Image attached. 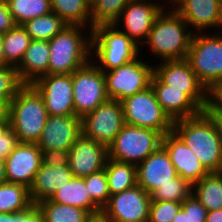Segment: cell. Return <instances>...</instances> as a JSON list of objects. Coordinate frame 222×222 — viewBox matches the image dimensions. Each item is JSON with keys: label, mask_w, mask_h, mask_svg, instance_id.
<instances>
[{"label": "cell", "mask_w": 222, "mask_h": 222, "mask_svg": "<svg viewBox=\"0 0 222 222\" xmlns=\"http://www.w3.org/2000/svg\"><path fill=\"white\" fill-rule=\"evenodd\" d=\"M156 130L125 124L108 146V158L138 165L162 145Z\"/></svg>", "instance_id": "7"}, {"label": "cell", "mask_w": 222, "mask_h": 222, "mask_svg": "<svg viewBox=\"0 0 222 222\" xmlns=\"http://www.w3.org/2000/svg\"><path fill=\"white\" fill-rule=\"evenodd\" d=\"M192 193V185L180 177L172 178V182L160 185L152 194L155 201L182 202Z\"/></svg>", "instance_id": "35"}, {"label": "cell", "mask_w": 222, "mask_h": 222, "mask_svg": "<svg viewBox=\"0 0 222 222\" xmlns=\"http://www.w3.org/2000/svg\"><path fill=\"white\" fill-rule=\"evenodd\" d=\"M130 0H92L90 14L92 29L98 25H112L120 17Z\"/></svg>", "instance_id": "34"}, {"label": "cell", "mask_w": 222, "mask_h": 222, "mask_svg": "<svg viewBox=\"0 0 222 222\" xmlns=\"http://www.w3.org/2000/svg\"><path fill=\"white\" fill-rule=\"evenodd\" d=\"M108 147L81 135L69 150V168L73 177H86L105 168Z\"/></svg>", "instance_id": "17"}, {"label": "cell", "mask_w": 222, "mask_h": 222, "mask_svg": "<svg viewBox=\"0 0 222 222\" xmlns=\"http://www.w3.org/2000/svg\"><path fill=\"white\" fill-rule=\"evenodd\" d=\"M0 66H5V55L3 50V35L0 34Z\"/></svg>", "instance_id": "52"}, {"label": "cell", "mask_w": 222, "mask_h": 222, "mask_svg": "<svg viewBox=\"0 0 222 222\" xmlns=\"http://www.w3.org/2000/svg\"><path fill=\"white\" fill-rule=\"evenodd\" d=\"M205 111L213 119L222 141V111L219 110L211 101L208 103L207 107L205 108Z\"/></svg>", "instance_id": "44"}, {"label": "cell", "mask_w": 222, "mask_h": 222, "mask_svg": "<svg viewBox=\"0 0 222 222\" xmlns=\"http://www.w3.org/2000/svg\"><path fill=\"white\" fill-rule=\"evenodd\" d=\"M51 8L52 12L61 17L67 25H80L92 29L88 0H51Z\"/></svg>", "instance_id": "28"}, {"label": "cell", "mask_w": 222, "mask_h": 222, "mask_svg": "<svg viewBox=\"0 0 222 222\" xmlns=\"http://www.w3.org/2000/svg\"><path fill=\"white\" fill-rule=\"evenodd\" d=\"M162 146L168 152L177 174L191 185L209 173L193 151L174 131L163 136Z\"/></svg>", "instance_id": "21"}, {"label": "cell", "mask_w": 222, "mask_h": 222, "mask_svg": "<svg viewBox=\"0 0 222 222\" xmlns=\"http://www.w3.org/2000/svg\"><path fill=\"white\" fill-rule=\"evenodd\" d=\"M206 222H222V209L208 211Z\"/></svg>", "instance_id": "48"}, {"label": "cell", "mask_w": 222, "mask_h": 222, "mask_svg": "<svg viewBox=\"0 0 222 222\" xmlns=\"http://www.w3.org/2000/svg\"><path fill=\"white\" fill-rule=\"evenodd\" d=\"M42 164L60 167L69 165V151L66 150H41Z\"/></svg>", "instance_id": "41"}, {"label": "cell", "mask_w": 222, "mask_h": 222, "mask_svg": "<svg viewBox=\"0 0 222 222\" xmlns=\"http://www.w3.org/2000/svg\"><path fill=\"white\" fill-rule=\"evenodd\" d=\"M91 33L90 28L68 25L50 39L48 74H72L87 64L92 57Z\"/></svg>", "instance_id": "3"}, {"label": "cell", "mask_w": 222, "mask_h": 222, "mask_svg": "<svg viewBox=\"0 0 222 222\" xmlns=\"http://www.w3.org/2000/svg\"><path fill=\"white\" fill-rule=\"evenodd\" d=\"M192 194L208 210L222 209V171L209 172L192 185Z\"/></svg>", "instance_id": "27"}, {"label": "cell", "mask_w": 222, "mask_h": 222, "mask_svg": "<svg viewBox=\"0 0 222 222\" xmlns=\"http://www.w3.org/2000/svg\"><path fill=\"white\" fill-rule=\"evenodd\" d=\"M110 195L137 185V165L108 158L105 165Z\"/></svg>", "instance_id": "26"}, {"label": "cell", "mask_w": 222, "mask_h": 222, "mask_svg": "<svg viewBox=\"0 0 222 222\" xmlns=\"http://www.w3.org/2000/svg\"><path fill=\"white\" fill-rule=\"evenodd\" d=\"M151 195L138 184L111 195L102 211L113 222H148Z\"/></svg>", "instance_id": "14"}, {"label": "cell", "mask_w": 222, "mask_h": 222, "mask_svg": "<svg viewBox=\"0 0 222 222\" xmlns=\"http://www.w3.org/2000/svg\"><path fill=\"white\" fill-rule=\"evenodd\" d=\"M151 86L162 109L173 121L198 115L201 111H205L210 102V92L207 89L171 88L154 73Z\"/></svg>", "instance_id": "9"}, {"label": "cell", "mask_w": 222, "mask_h": 222, "mask_svg": "<svg viewBox=\"0 0 222 222\" xmlns=\"http://www.w3.org/2000/svg\"><path fill=\"white\" fill-rule=\"evenodd\" d=\"M81 135V118L79 116L49 115L37 145L41 150L69 151Z\"/></svg>", "instance_id": "16"}, {"label": "cell", "mask_w": 222, "mask_h": 222, "mask_svg": "<svg viewBox=\"0 0 222 222\" xmlns=\"http://www.w3.org/2000/svg\"><path fill=\"white\" fill-rule=\"evenodd\" d=\"M19 143L15 131L9 126L0 135V159L6 160Z\"/></svg>", "instance_id": "40"}, {"label": "cell", "mask_w": 222, "mask_h": 222, "mask_svg": "<svg viewBox=\"0 0 222 222\" xmlns=\"http://www.w3.org/2000/svg\"><path fill=\"white\" fill-rule=\"evenodd\" d=\"M33 205L29 188L18 183L0 184V212L14 213Z\"/></svg>", "instance_id": "29"}, {"label": "cell", "mask_w": 222, "mask_h": 222, "mask_svg": "<svg viewBox=\"0 0 222 222\" xmlns=\"http://www.w3.org/2000/svg\"><path fill=\"white\" fill-rule=\"evenodd\" d=\"M16 25L52 12L51 0H6Z\"/></svg>", "instance_id": "33"}, {"label": "cell", "mask_w": 222, "mask_h": 222, "mask_svg": "<svg viewBox=\"0 0 222 222\" xmlns=\"http://www.w3.org/2000/svg\"><path fill=\"white\" fill-rule=\"evenodd\" d=\"M154 74L171 88L206 89L186 59L158 62Z\"/></svg>", "instance_id": "24"}, {"label": "cell", "mask_w": 222, "mask_h": 222, "mask_svg": "<svg viewBox=\"0 0 222 222\" xmlns=\"http://www.w3.org/2000/svg\"><path fill=\"white\" fill-rule=\"evenodd\" d=\"M49 54L48 41L31 40L20 64L15 68L23 84H33L48 74Z\"/></svg>", "instance_id": "23"}, {"label": "cell", "mask_w": 222, "mask_h": 222, "mask_svg": "<svg viewBox=\"0 0 222 222\" xmlns=\"http://www.w3.org/2000/svg\"><path fill=\"white\" fill-rule=\"evenodd\" d=\"M48 116L44 100L32 84H24L10 101L9 126L22 143L37 144Z\"/></svg>", "instance_id": "4"}, {"label": "cell", "mask_w": 222, "mask_h": 222, "mask_svg": "<svg viewBox=\"0 0 222 222\" xmlns=\"http://www.w3.org/2000/svg\"><path fill=\"white\" fill-rule=\"evenodd\" d=\"M85 222H113L102 210L90 213Z\"/></svg>", "instance_id": "46"}, {"label": "cell", "mask_w": 222, "mask_h": 222, "mask_svg": "<svg viewBox=\"0 0 222 222\" xmlns=\"http://www.w3.org/2000/svg\"><path fill=\"white\" fill-rule=\"evenodd\" d=\"M42 164V151L37 144L22 143L5 160L7 182L30 188Z\"/></svg>", "instance_id": "18"}, {"label": "cell", "mask_w": 222, "mask_h": 222, "mask_svg": "<svg viewBox=\"0 0 222 222\" xmlns=\"http://www.w3.org/2000/svg\"><path fill=\"white\" fill-rule=\"evenodd\" d=\"M31 40V37L22 25H16L7 31L3 35L5 66L10 65L16 68L20 64Z\"/></svg>", "instance_id": "30"}, {"label": "cell", "mask_w": 222, "mask_h": 222, "mask_svg": "<svg viewBox=\"0 0 222 222\" xmlns=\"http://www.w3.org/2000/svg\"><path fill=\"white\" fill-rule=\"evenodd\" d=\"M15 26L16 23L6 0H0V34L4 35L7 31Z\"/></svg>", "instance_id": "43"}, {"label": "cell", "mask_w": 222, "mask_h": 222, "mask_svg": "<svg viewBox=\"0 0 222 222\" xmlns=\"http://www.w3.org/2000/svg\"><path fill=\"white\" fill-rule=\"evenodd\" d=\"M14 222H45L44 215L37 204L26 210L14 212Z\"/></svg>", "instance_id": "42"}, {"label": "cell", "mask_w": 222, "mask_h": 222, "mask_svg": "<svg viewBox=\"0 0 222 222\" xmlns=\"http://www.w3.org/2000/svg\"><path fill=\"white\" fill-rule=\"evenodd\" d=\"M66 26H68L67 23L54 12L28 20L22 24L32 40L44 41L52 39Z\"/></svg>", "instance_id": "31"}, {"label": "cell", "mask_w": 222, "mask_h": 222, "mask_svg": "<svg viewBox=\"0 0 222 222\" xmlns=\"http://www.w3.org/2000/svg\"><path fill=\"white\" fill-rule=\"evenodd\" d=\"M50 200L55 203L82 208L89 213L102 210L90 198L85 181L80 177H72L67 184L60 187V189L53 194Z\"/></svg>", "instance_id": "25"}, {"label": "cell", "mask_w": 222, "mask_h": 222, "mask_svg": "<svg viewBox=\"0 0 222 222\" xmlns=\"http://www.w3.org/2000/svg\"><path fill=\"white\" fill-rule=\"evenodd\" d=\"M75 115L82 118L107 101L105 75L91 60L72 73Z\"/></svg>", "instance_id": "10"}, {"label": "cell", "mask_w": 222, "mask_h": 222, "mask_svg": "<svg viewBox=\"0 0 222 222\" xmlns=\"http://www.w3.org/2000/svg\"><path fill=\"white\" fill-rule=\"evenodd\" d=\"M175 10L194 33L222 30V0H182Z\"/></svg>", "instance_id": "19"}, {"label": "cell", "mask_w": 222, "mask_h": 222, "mask_svg": "<svg viewBox=\"0 0 222 222\" xmlns=\"http://www.w3.org/2000/svg\"><path fill=\"white\" fill-rule=\"evenodd\" d=\"M0 222H14V213L0 212Z\"/></svg>", "instance_id": "51"}, {"label": "cell", "mask_w": 222, "mask_h": 222, "mask_svg": "<svg viewBox=\"0 0 222 222\" xmlns=\"http://www.w3.org/2000/svg\"><path fill=\"white\" fill-rule=\"evenodd\" d=\"M167 10V12H166ZM194 32L175 9H163L144 44L162 61L186 59Z\"/></svg>", "instance_id": "2"}, {"label": "cell", "mask_w": 222, "mask_h": 222, "mask_svg": "<svg viewBox=\"0 0 222 222\" xmlns=\"http://www.w3.org/2000/svg\"><path fill=\"white\" fill-rule=\"evenodd\" d=\"M178 174L166 149L161 145L137 165V184L150 195L160 186L172 182Z\"/></svg>", "instance_id": "20"}, {"label": "cell", "mask_w": 222, "mask_h": 222, "mask_svg": "<svg viewBox=\"0 0 222 222\" xmlns=\"http://www.w3.org/2000/svg\"><path fill=\"white\" fill-rule=\"evenodd\" d=\"M210 101L222 111V82L210 92Z\"/></svg>", "instance_id": "45"}, {"label": "cell", "mask_w": 222, "mask_h": 222, "mask_svg": "<svg viewBox=\"0 0 222 222\" xmlns=\"http://www.w3.org/2000/svg\"><path fill=\"white\" fill-rule=\"evenodd\" d=\"M45 222H85L90 214L87 210L70 205L59 204L46 199L37 203Z\"/></svg>", "instance_id": "32"}, {"label": "cell", "mask_w": 222, "mask_h": 222, "mask_svg": "<svg viewBox=\"0 0 222 222\" xmlns=\"http://www.w3.org/2000/svg\"><path fill=\"white\" fill-rule=\"evenodd\" d=\"M173 131L209 172L222 171V141L213 119L206 111L174 120Z\"/></svg>", "instance_id": "1"}, {"label": "cell", "mask_w": 222, "mask_h": 222, "mask_svg": "<svg viewBox=\"0 0 222 222\" xmlns=\"http://www.w3.org/2000/svg\"><path fill=\"white\" fill-rule=\"evenodd\" d=\"M172 222H188L187 215L185 214V212L182 209H180L178 211L177 215L172 220Z\"/></svg>", "instance_id": "50"}, {"label": "cell", "mask_w": 222, "mask_h": 222, "mask_svg": "<svg viewBox=\"0 0 222 222\" xmlns=\"http://www.w3.org/2000/svg\"><path fill=\"white\" fill-rule=\"evenodd\" d=\"M10 101L0 100V123H9Z\"/></svg>", "instance_id": "47"}, {"label": "cell", "mask_w": 222, "mask_h": 222, "mask_svg": "<svg viewBox=\"0 0 222 222\" xmlns=\"http://www.w3.org/2000/svg\"><path fill=\"white\" fill-rule=\"evenodd\" d=\"M219 32L194 33L186 57L191 69L209 92L222 82V34Z\"/></svg>", "instance_id": "6"}, {"label": "cell", "mask_w": 222, "mask_h": 222, "mask_svg": "<svg viewBox=\"0 0 222 222\" xmlns=\"http://www.w3.org/2000/svg\"><path fill=\"white\" fill-rule=\"evenodd\" d=\"M152 1L153 0H130L118 20L113 24L121 32L128 35L140 49L142 48L141 45H144L146 42L157 16L163 9H167L164 1L162 4L158 1Z\"/></svg>", "instance_id": "13"}, {"label": "cell", "mask_w": 222, "mask_h": 222, "mask_svg": "<svg viewBox=\"0 0 222 222\" xmlns=\"http://www.w3.org/2000/svg\"><path fill=\"white\" fill-rule=\"evenodd\" d=\"M24 84L17 70L10 65L0 66V100L11 101Z\"/></svg>", "instance_id": "37"}, {"label": "cell", "mask_w": 222, "mask_h": 222, "mask_svg": "<svg viewBox=\"0 0 222 222\" xmlns=\"http://www.w3.org/2000/svg\"><path fill=\"white\" fill-rule=\"evenodd\" d=\"M181 209L187 215L188 222H206L208 210L199 202L194 194H190L181 202Z\"/></svg>", "instance_id": "39"}, {"label": "cell", "mask_w": 222, "mask_h": 222, "mask_svg": "<svg viewBox=\"0 0 222 222\" xmlns=\"http://www.w3.org/2000/svg\"><path fill=\"white\" fill-rule=\"evenodd\" d=\"M9 127V123H0V135Z\"/></svg>", "instance_id": "54"}, {"label": "cell", "mask_w": 222, "mask_h": 222, "mask_svg": "<svg viewBox=\"0 0 222 222\" xmlns=\"http://www.w3.org/2000/svg\"><path fill=\"white\" fill-rule=\"evenodd\" d=\"M73 177L68 166L52 167L41 164L29 188L33 204L50 199L53 194L63 187Z\"/></svg>", "instance_id": "22"}, {"label": "cell", "mask_w": 222, "mask_h": 222, "mask_svg": "<svg viewBox=\"0 0 222 222\" xmlns=\"http://www.w3.org/2000/svg\"><path fill=\"white\" fill-rule=\"evenodd\" d=\"M120 102L125 124L150 128L163 136L173 131L174 121L162 109L151 85Z\"/></svg>", "instance_id": "8"}, {"label": "cell", "mask_w": 222, "mask_h": 222, "mask_svg": "<svg viewBox=\"0 0 222 222\" xmlns=\"http://www.w3.org/2000/svg\"><path fill=\"white\" fill-rule=\"evenodd\" d=\"M32 85L41 94L48 115H75L72 74H47Z\"/></svg>", "instance_id": "15"}, {"label": "cell", "mask_w": 222, "mask_h": 222, "mask_svg": "<svg viewBox=\"0 0 222 222\" xmlns=\"http://www.w3.org/2000/svg\"><path fill=\"white\" fill-rule=\"evenodd\" d=\"M180 209L181 202L151 200L148 222H172Z\"/></svg>", "instance_id": "38"}, {"label": "cell", "mask_w": 222, "mask_h": 222, "mask_svg": "<svg viewBox=\"0 0 222 222\" xmlns=\"http://www.w3.org/2000/svg\"><path fill=\"white\" fill-rule=\"evenodd\" d=\"M125 125L120 101L108 99L81 118L82 135L107 147Z\"/></svg>", "instance_id": "12"}, {"label": "cell", "mask_w": 222, "mask_h": 222, "mask_svg": "<svg viewBox=\"0 0 222 222\" xmlns=\"http://www.w3.org/2000/svg\"><path fill=\"white\" fill-rule=\"evenodd\" d=\"M165 2H166V0H164ZM168 1V0H167ZM182 0H169L168 2H166V3H168L167 5H166V7L168 8V9H175L179 4H180V2H181ZM171 4V7H169L170 6V4ZM169 5V6H168Z\"/></svg>", "instance_id": "53"}, {"label": "cell", "mask_w": 222, "mask_h": 222, "mask_svg": "<svg viewBox=\"0 0 222 222\" xmlns=\"http://www.w3.org/2000/svg\"><path fill=\"white\" fill-rule=\"evenodd\" d=\"M90 198L102 209L110 198L105 169L83 177Z\"/></svg>", "instance_id": "36"}, {"label": "cell", "mask_w": 222, "mask_h": 222, "mask_svg": "<svg viewBox=\"0 0 222 222\" xmlns=\"http://www.w3.org/2000/svg\"><path fill=\"white\" fill-rule=\"evenodd\" d=\"M6 171H5V160L0 159V184L6 183Z\"/></svg>", "instance_id": "49"}, {"label": "cell", "mask_w": 222, "mask_h": 222, "mask_svg": "<svg viewBox=\"0 0 222 222\" xmlns=\"http://www.w3.org/2000/svg\"><path fill=\"white\" fill-rule=\"evenodd\" d=\"M91 35V56H96L91 61L103 72L127 64L141 53L139 46L113 24L94 27Z\"/></svg>", "instance_id": "5"}, {"label": "cell", "mask_w": 222, "mask_h": 222, "mask_svg": "<svg viewBox=\"0 0 222 222\" xmlns=\"http://www.w3.org/2000/svg\"><path fill=\"white\" fill-rule=\"evenodd\" d=\"M154 65L140 57L133 61L104 72L106 92L109 99L121 101L151 85Z\"/></svg>", "instance_id": "11"}]
</instances>
